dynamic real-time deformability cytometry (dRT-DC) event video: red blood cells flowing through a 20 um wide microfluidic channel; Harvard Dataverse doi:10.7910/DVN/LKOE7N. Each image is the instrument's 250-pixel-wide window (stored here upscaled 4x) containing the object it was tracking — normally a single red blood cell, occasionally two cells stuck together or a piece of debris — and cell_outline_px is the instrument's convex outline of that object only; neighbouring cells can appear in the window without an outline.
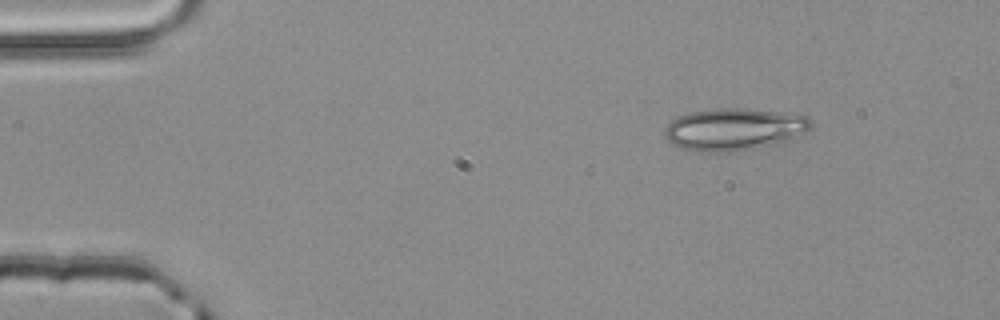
{"species": "common noctule bat (a hibernating species)", "species_latin": "Nyctalus noctula", "temperature_condition": "room temperature", "stored_images_in_passage": 3, "camera_frame_rate_fps": 3000, "um_per_image_px": 0.085, "animal": {"sex": "male", "body_mass_g": 20.4}, "frame": {"image": 1, "passage_image": 1, "time_ms": 0.0, "image_size_px": [1000, 320], "cell_outline_px": [[812, 128], [788, 144], [736, 152], [700, 152], [680, 148], [672, 144], [668, 140], [664, 132], [664, 128], [672, 120], [680, 116], [692, 112], [716, 108], [748, 108], [788, 112], [808, 116], [812, 120]], "centroid_in_image_um": [62.52, 11.01], "position_along_channel_um": 22.5, "area_um2": 37.28}}